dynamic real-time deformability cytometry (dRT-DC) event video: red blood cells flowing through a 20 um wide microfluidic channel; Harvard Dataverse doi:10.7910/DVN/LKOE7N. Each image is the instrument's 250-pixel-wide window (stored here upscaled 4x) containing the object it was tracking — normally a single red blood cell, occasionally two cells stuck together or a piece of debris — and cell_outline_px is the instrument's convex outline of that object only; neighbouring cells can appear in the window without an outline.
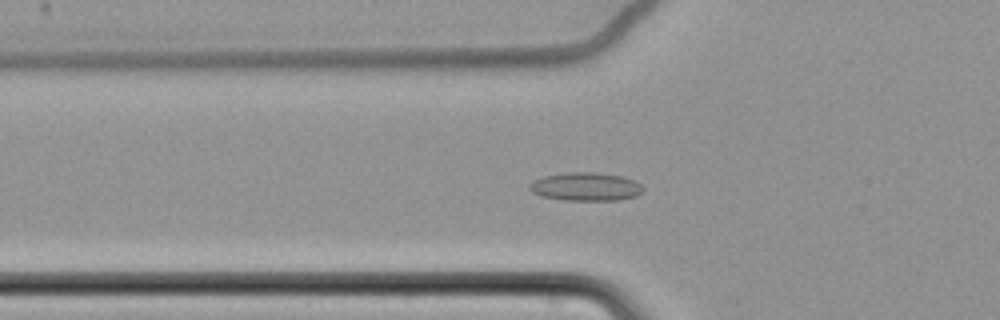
{"species": "common noctule bat (a hibernating species)", "species_latin": "Nyctalus noctula", "temperature_condition": "cold", "stored_images_in_passage": 38, "camera_frame_rate_fps": 3000, "um_per_image_px": 0.085, "animal": {"sex": "female", "body_mass_g": 22.7, "forearm_length_mm": 54.2}, "frame": {"image": 1, "passage_image": 9, "time_ms": 2.667, "image_size_px": [1000, 320], "cell_outline_px": [[644, 188], [636, 196], [620, 200], [564, 200], [540, 196], [532, 192], [528, 188], [528, 184], [544, 176], [568, 172], [596, 172], [620, 176], [632, 180], [640, 184]], "centroid_in_image_um": [49.76, 15.87], "position_along_channel_um": 76.0, "area_um2": 18.67}}
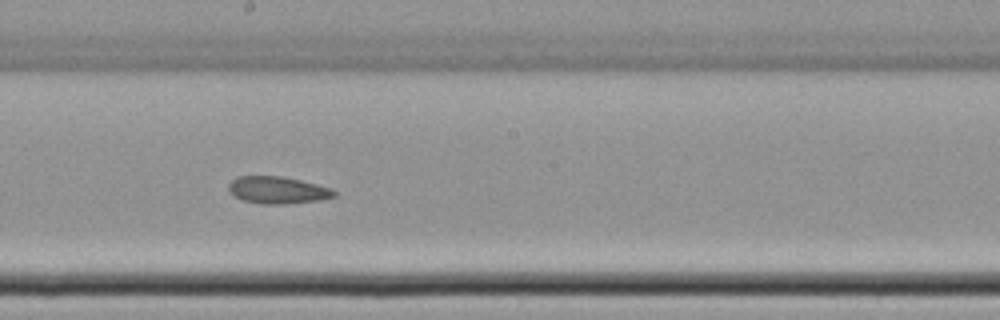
{"frame": {"image": 2, "passage_image": 22, "time_ms": 7.0, "image_size_px": [1000, 320], "cell_outline_px": [[336, 196], [320, 200], [288, 204], [264, 204], [244, 200], [228, 192], [228, 184], [236, 176], [280, 176], [300, 180], [316, 184], [328, 188], [336, 192]], "centroid_in_image_um": [23.57, 16.16], "position_along_channel_um": 224.6, "area_um2": 16.59}}
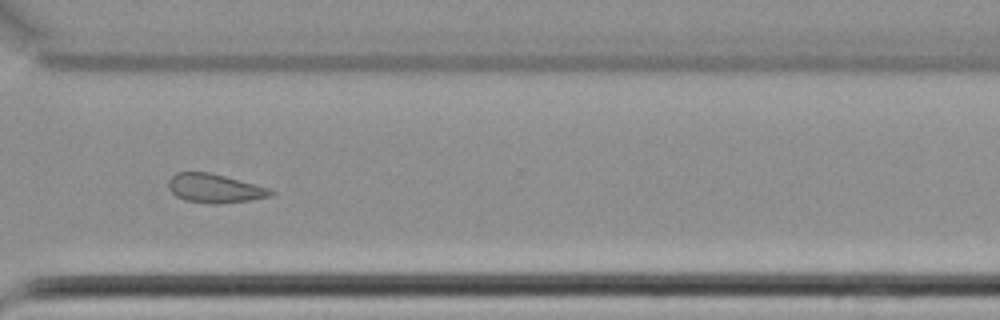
{"frame": {"image": 3, "passage_image": 33, "time_ms": 10.667, "image_size_px": [1000, 320], "cell_outline_px": [[276, 192], [272, 196], [248, 200], [216, 204], [212, 204], [184, 200], [176, 196], [168, 188], [168, 180], [176, 172], [208, 172], [256, 184], [268, 188]], "centroid_in_image_um": [18.23, 16.01], "position_along_channel_um": 352.4, "area_um2": 17.17}, "authors_computed_cell_mechanics": {"area_um2": 17.0221, "velocity_mm_per_s": 3.4654, "shape_relaxation_time_tau1_ms": null, "shape_relaxation_time_tau2_ms": 7.8651, "deformation_change_tau1": null, "deformation_change_tau2": 0.1542}}